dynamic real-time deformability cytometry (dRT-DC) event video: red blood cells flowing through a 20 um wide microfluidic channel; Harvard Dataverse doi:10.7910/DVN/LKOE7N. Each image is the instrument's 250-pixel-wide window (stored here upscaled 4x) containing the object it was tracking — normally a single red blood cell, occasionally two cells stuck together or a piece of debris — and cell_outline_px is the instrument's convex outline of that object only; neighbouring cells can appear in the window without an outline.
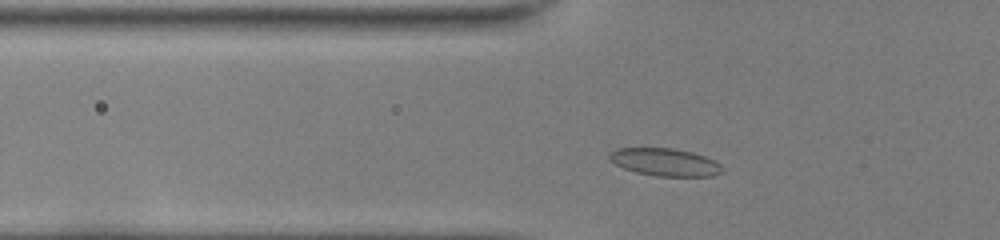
{"species": "common noctule bat (a hibernating species)", "species_latin": "Nyctalus noctula", "temperature_condition": "room temperature", "stored_images_in_passage": 36, "camera_frame_rate_fps": 3000, "um_per_image_px": 0.085, "animal": {"sex": "female", "body_mass_g": 22.0, "forearm_length_mm": 56.7}, "frame": {"image": 1, "passage_image": 4, "time_ms": 1.0, "image_size_px": [1000, 240], "cell_outline_px": [[724, 172], [712, 176], [656, 176], [636, 172], [624, 168], [616, 164], [608, 156], [616, 148], [672, 148], [692, 152], [716, 160], [724, 168]], "centroid_in_image_um": [56.59, 13.78], "position_along_channel_um": 69.2, "area_um2": 18.15}}
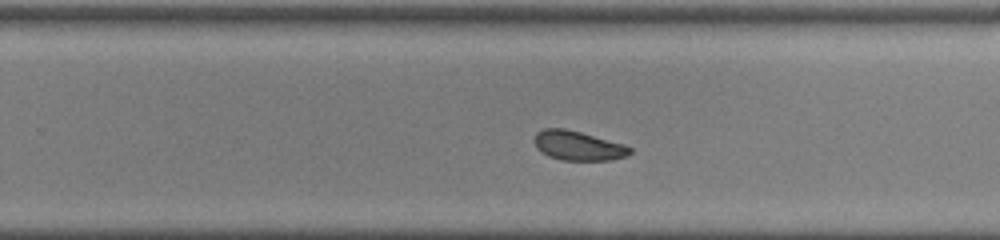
{"frame": {"image": 2, "passage_image": 20, "time_ms": 6.333, "image_size_px": [1000, 240], "cell_outline_px": [[632, 152], [628, 156], [612, 160], [560, 160], [548, 156], [540, 152], [536, 148], [532, 140], [536, 132], [544, 128], [564, 128], [580, 132], [624, 144], [632, 148]], "centroid_in_image_um": [49.1, 12.39], "position_along_channel_um": 280.7, "area_um2": 16.65}}
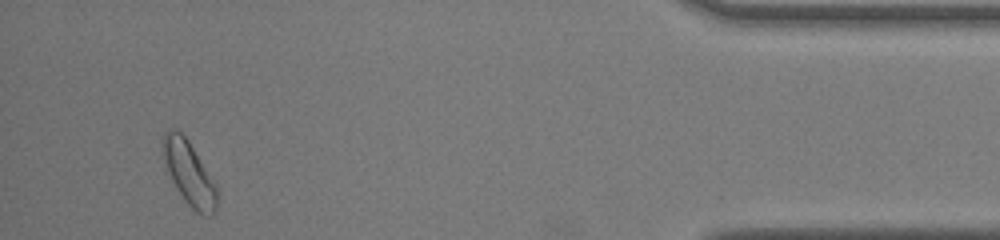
{"frame": {"image": 3, "passage_image": 34, "time_ms": 11.0, "image_size_px": [1000, 240], "cell_outline_px": [[216, 212], [212, 216], [204, 216], [196, 212], [184, 200], [176, 188], [172, 180], [164, 156], [160, 140], [164, 132], [180, 132], [188, 140], [216, 184]], "centroid_in_image_um": [16.09, 14.77], "position_along_channel_um": 419.1, "area_um2": 19.59}, "authors_computed_cell_mechanics": {"area_um2": 17.2244, "velocity_mm_per_s": 4.0419, "shape_relaxation_time_tau1_ms": null, "shape_relaxation_time_tau2_ms": 1.9279, "deformation_change_tau1": null, "deformation_change_tau2": 0.0563}}